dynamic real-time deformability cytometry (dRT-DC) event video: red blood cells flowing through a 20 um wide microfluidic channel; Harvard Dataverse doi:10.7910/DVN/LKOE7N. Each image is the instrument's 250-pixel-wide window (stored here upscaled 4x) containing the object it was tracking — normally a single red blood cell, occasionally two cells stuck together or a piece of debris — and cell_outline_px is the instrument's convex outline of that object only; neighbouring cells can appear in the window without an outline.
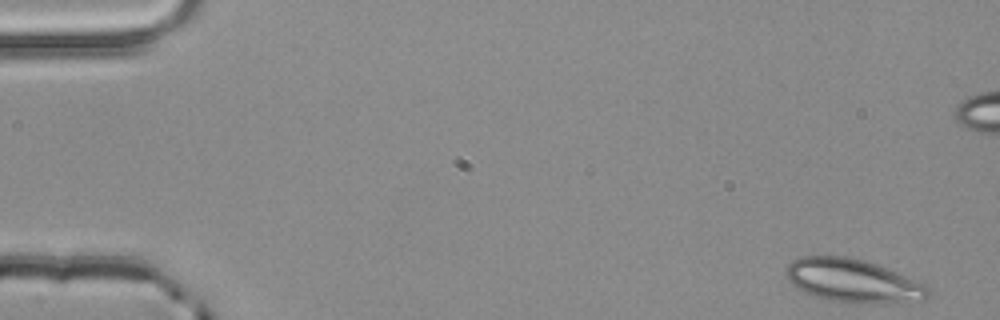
{"species": "common noctule bat (a hibernating species)", "species_latin": "Nyctalus noctula", "temperature_condition": "room temperature", "stored_images_in_passage": 5, "camera_frame_rate_fps": 3000, "um_per_image_px": 0.085, "animal": {"sex": "male", "body_mass_g": 20.4}, "frame": {"image": 1, "passage_image": 1, "time_ms": 0.0, "image_size_px": [1000, 320], "cell_outline_px": [[932, 296], [924, 300], [832, 300], [816, 296], [804, 292], [796, 288], [788, 280], [784, 272], [784, 268], [792, 260], [800, 256], [844, 256], [864, 260], [876, 264], [928, 284], [932, 292]], "centroid_in_image_um": [72.46, 23.79], "position_along_channel_um": 12.5, "area_um2": 34.91}}